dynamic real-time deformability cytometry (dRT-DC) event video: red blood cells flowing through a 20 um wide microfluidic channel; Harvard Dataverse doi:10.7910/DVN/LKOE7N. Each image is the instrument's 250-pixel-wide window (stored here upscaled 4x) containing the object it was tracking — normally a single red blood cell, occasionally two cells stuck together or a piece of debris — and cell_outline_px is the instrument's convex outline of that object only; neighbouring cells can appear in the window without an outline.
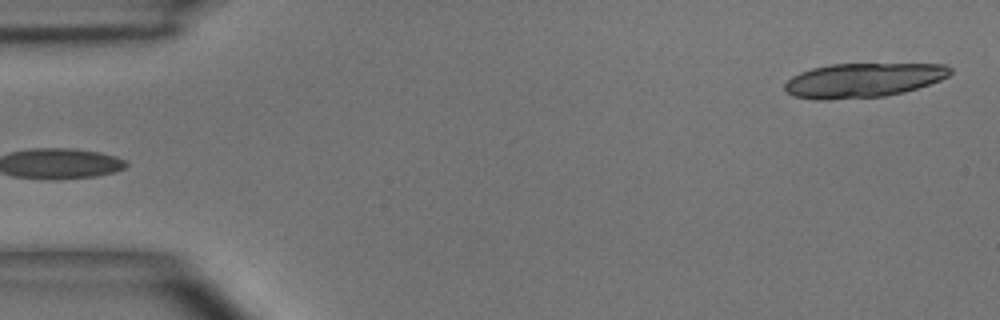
{"species": "common noctule bat (a hibernating species)", "species_latin": "Nyctalus noctula", "temperature_condition": "room temperature", "stored_images_in_passage": 5, "camera_frame_rate_fps": 3000, "um_per_image_px": 0.085, "animal": {"sex": "male", "body_mass_g": 15.6}, "frame": {"image": 1, "passage_image": 5, "time_ms": 4.667, "image_size_px": [1000, 320], "cell_outline_px": [[952, 72], [948, 76], [940, 80], [904, 92], [884, 96], [828, 100], [816, 100], [792, 96], [784, 88], [784, 84], [792, 76], [800, 72], [812, 68], [832, 64], [944, 64], [952, 68]], "centroid_in_image_um": [73.34, 6.82], "position_along_channel_um": 11.7, "area_um2": 33.12}}